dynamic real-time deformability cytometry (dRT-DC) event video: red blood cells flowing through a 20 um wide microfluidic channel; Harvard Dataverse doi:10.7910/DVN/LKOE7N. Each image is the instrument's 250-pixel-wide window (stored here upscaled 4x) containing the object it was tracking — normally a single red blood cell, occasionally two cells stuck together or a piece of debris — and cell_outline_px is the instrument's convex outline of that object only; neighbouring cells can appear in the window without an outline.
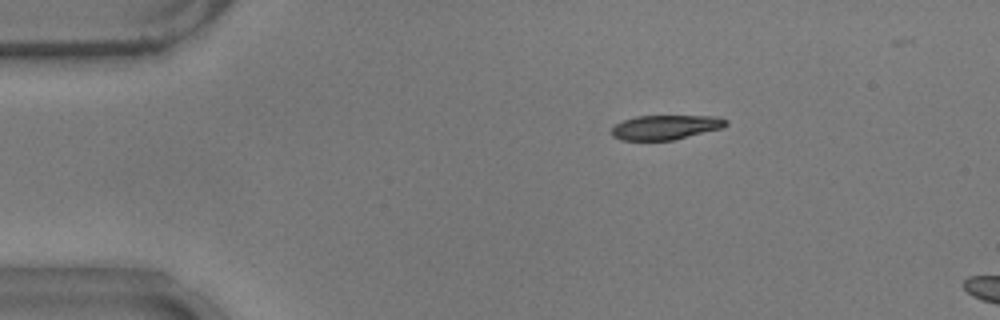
{"species": "common noctule bat (a hibernating species)", "species_latin": "Nyctalus noctula", "temperature_condition": "warm", "stored_images_in_passage": 5, "camera_frame_rate_fps": 3000, "um_per_image_px": 0.085, "animal": {"sex": "male", "body_mass_g": 17.9}, "frame": {"image": 1, "passage_image": 1, "time_ms": 0.0, "image_size_px": [1000, 320], "cell_outline_px": [[728, 124], [720, 128], [672, 140], [620, 140], [612, 136], [612, 128], [616, 124], [624, 120], [636, 116], [716, 116], [728, 120]], "centroid_in_image_um": [56.55, 10.81], "position_along_channel_um": 28.5, "area_um2": 16.13}}